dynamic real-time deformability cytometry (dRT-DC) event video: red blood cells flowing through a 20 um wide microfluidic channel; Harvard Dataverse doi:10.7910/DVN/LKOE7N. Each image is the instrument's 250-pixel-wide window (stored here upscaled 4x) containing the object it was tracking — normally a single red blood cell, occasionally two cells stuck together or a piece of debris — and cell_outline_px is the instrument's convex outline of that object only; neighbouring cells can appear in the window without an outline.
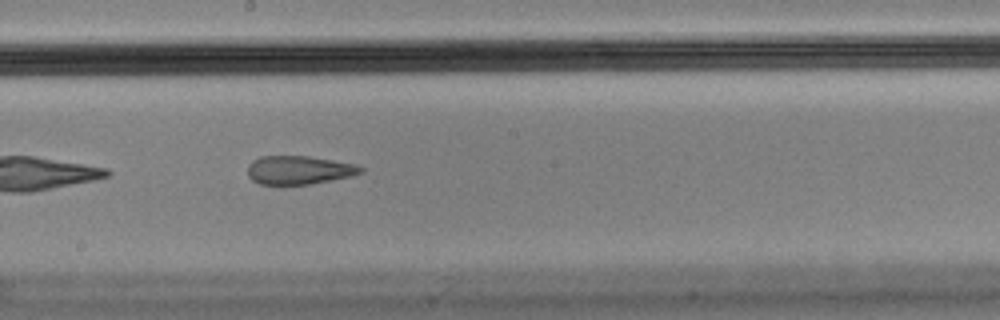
{"species": "Egyptian fruit bat (a non-hibernating species)", "species_latin": "Rousettus aegyptiacus", "temperature_condition": "cold", "stored_images_in_passage": 33, "camera_frame_rate_fps": 3000, "um_per_image_px": 0.085, "animal": {"sex": "male"}, "frame": {"image": 1, "passage_image": 15, "time_ms": 4.667, "image_size_px": [1000, 320], "cell_outline_px": [[364, 172], [352, 176], [308, 184], [260, 184], [252, 180], [248, 176], [248, 164], [252, 160], [260, 156], [308, 156], [356, 164], [364, 168]], "centroid_in_image_um": [25.41, 14.44], "position_along_channel_um": 222.8, "area_um2": 18.79}, "authors_computed_cell_mechanics": {"area_um2": 19.8832, "velocity_mm_per_s": 3.5803, "shape_relaxation_time_tau1_ms": null, "shape_relaxation_time_tau2_ms": 1.5941, "deformation_change_tau1": null, "deformation_change_tau2": 0.0948}}